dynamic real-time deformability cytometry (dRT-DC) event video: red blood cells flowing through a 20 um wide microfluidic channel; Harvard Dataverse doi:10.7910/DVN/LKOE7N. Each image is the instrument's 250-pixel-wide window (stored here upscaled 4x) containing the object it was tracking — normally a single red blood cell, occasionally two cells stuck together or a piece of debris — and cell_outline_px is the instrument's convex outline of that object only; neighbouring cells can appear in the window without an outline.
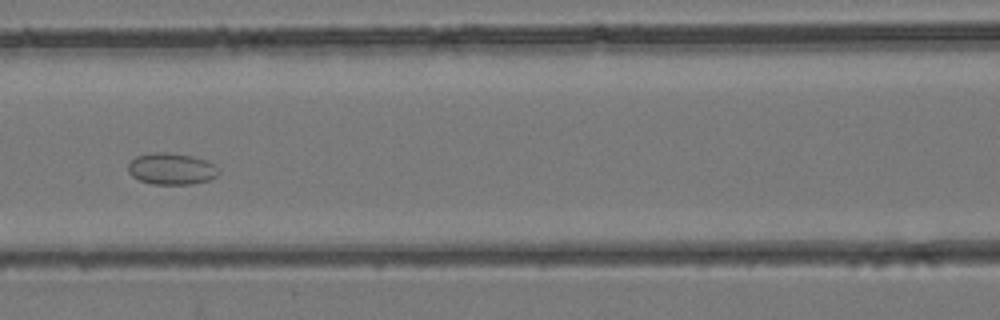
{"species": "common noctule bat (a hibernating species)", "species_latin": "Nyctalus noctula", "temperature_condition": "room temperature", "stored_images_in_passage": 41, "segment_of_instrument_passage": [1, 2], "camera_frame_rate_fps": 3000, "um_per_image_px": 0.085, "animal": {"sex": "female", "body_mass_g": 24.6, "forearm_length_mm": 56.2}, "frame": {"image": 1, "passage_image": 18, "time_ms": 5.667, "image_size_px": [1000, 320], "cell_outline_px": [[220, 172], [216, 176], [208, 180], [192, 184], [152, 184], [140, 180], [132, 176], [128, 172], [128, 164], [136, 156], [152, 152], [164, 152], [192, 156], [204, 160], [212, 164]], "centroid_in_image_um": [14.53, 14.35], "position_along_channel_um": 152.1, "area_um2": 16.47}}
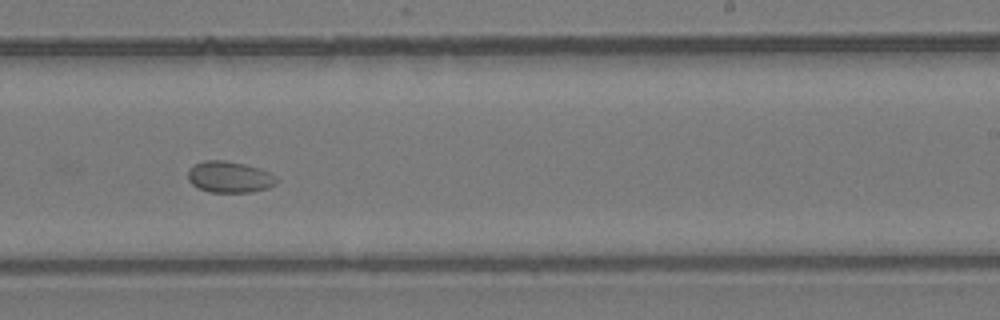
{"frame": {"image": 2, "passage_image": 25, "time_ms": 8.0, "image_size_px": [1000, 320], "cell_outline_px": [[276, 184], [268, 188], [248, 192], [208, 192], [192, 184], [188, 180], [188, 172], [196, 164], [204, 160], [224, 160], [244, 164], [260, 168], [268, 172], [276, 180]], "centroid_in_image_um": [19.49, 15.04], "position_along_channel_um": 269.5, "area_um2": 15.9}}
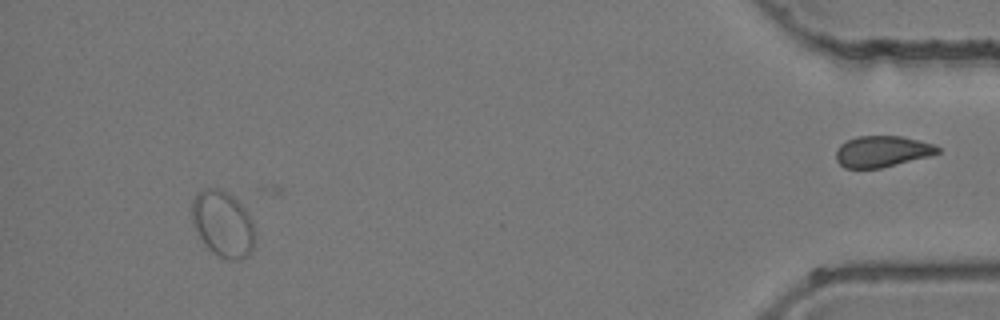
{"frame": {"image": 3, "passage_image": 38, "time_ms": 12.333, "image_size_px": [1000, 320], "cell_outline_px": [[256, 236], [252, 248], [248, 256], [240, 260], [228, 260], [212, 252], [208, 248], [192, 224], [192, 200], [196, 192], [204, 188], [220, 188], [228, 192], [244, 208], [252, 220]], "centroid_in_image_um": [18.94, 19.02], "position_along_channel_um": 416.3, "area_um2": 24.39}}